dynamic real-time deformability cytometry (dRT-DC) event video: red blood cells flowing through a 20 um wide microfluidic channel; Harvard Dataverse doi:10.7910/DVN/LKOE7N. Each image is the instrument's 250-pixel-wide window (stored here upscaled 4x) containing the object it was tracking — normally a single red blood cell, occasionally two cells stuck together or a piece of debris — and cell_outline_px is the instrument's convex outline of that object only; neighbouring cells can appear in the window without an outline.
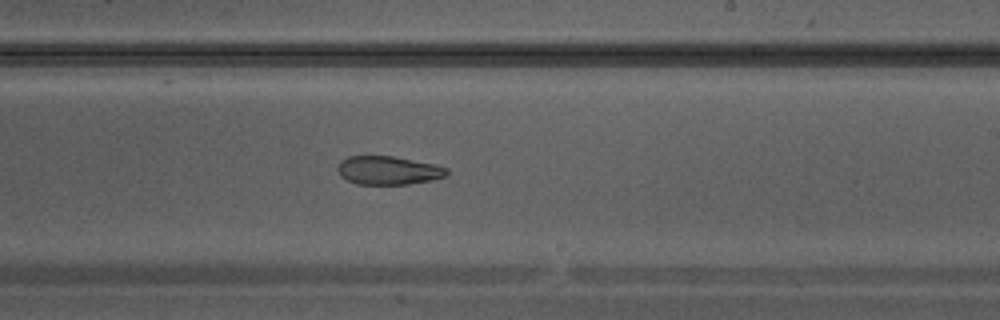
{"species": "Egyptian fruit bat (a non-hibernating species)", "species_latin": "Rousettus aegyptiacus", "temperature_condition": "warm", "stored_images_in_passage": 37, "camera_frame_rate_fps": 3000, "um_per_image_px": 0.085, "animal": {"sex": "male"}, "frame": {"image": 1, "passage_image": 22, "time_ms": 7.0, "image_size_px": [1000, 320], "cell_outline_px": [[448, 172], [444, 176], [432, 180], [408, 184], [356, 184], [340, 176], [336, 168], [340, 160], [348, 156], [392, 156], [436, 164], [448, 168]], "centroid_in_image_um": [32.98, 14.47], "position_along_channel_um": 256.0, "area_um2": 18.21}}
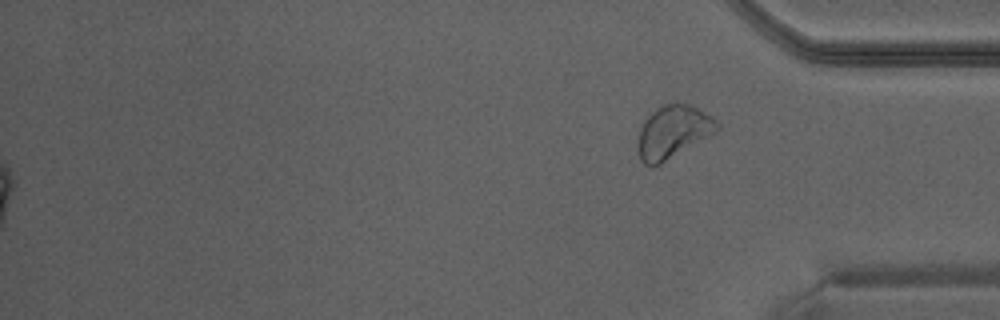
{"frame": {"image": 2, "passage_image": 37, "time_ms": 12.0, "image_size_px": [1000, 320], "cell_outline_px": [[720, 128], [716, 132], [660, 164], [652, 168], [644, 164], [640, 160], [636, 148], [636, 144], [640, 128], [644, 120], [660, 104], [676, 100], [688, 104], [712, 116], [720, 124]], "centroid_in_image_um": [57.16, 11.19], "position_along_channel_um": 378.0, "area_um2": 24.85}}